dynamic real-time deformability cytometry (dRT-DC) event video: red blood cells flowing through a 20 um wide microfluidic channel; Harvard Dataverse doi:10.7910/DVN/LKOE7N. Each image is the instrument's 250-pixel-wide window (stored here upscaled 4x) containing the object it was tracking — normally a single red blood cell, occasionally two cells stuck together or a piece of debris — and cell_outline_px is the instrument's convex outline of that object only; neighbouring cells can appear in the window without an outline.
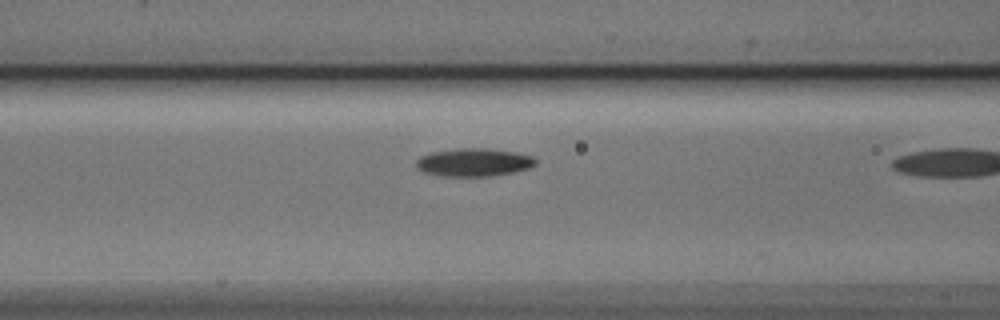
{"species": "Egyptian fruit bat (a non-hibernating species)", "species_latin": "Rousettus aegyptiacus", "temperature_condition": "cold", "stored_images_in_passage": 21, "camera_frame_rate_fps": 3000, "um_per_image_px": 0.085, "animal": {"sex": "male"}, "frame": {"image": 1, "passage_image": 20, "time_ms": 6.333, "image_size_px": [1000, 320], "cell_outline_px": [[536, 164], [532, 168], [516, 172], [492, 176], [444, 176], [424, 172], [416, 168], [416, 160], [420, 156], [432, 152], [460, 148], [488, 148], [516, 152], [532, 156], [536, 160]], "centroid_in_image_um": [40.31, 13.8], "position_along_channel_um": 126.3, "area_um2": 19.71}}